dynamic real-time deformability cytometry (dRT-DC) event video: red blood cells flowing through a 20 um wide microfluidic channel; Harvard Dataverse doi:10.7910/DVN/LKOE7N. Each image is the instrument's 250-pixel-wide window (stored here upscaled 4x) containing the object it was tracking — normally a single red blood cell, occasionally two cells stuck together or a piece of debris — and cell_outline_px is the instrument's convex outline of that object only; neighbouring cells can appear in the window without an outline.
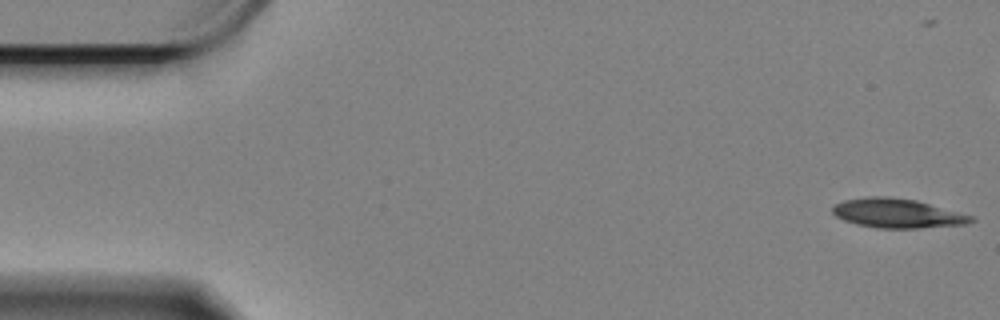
{"species": "Egyptian fruit bat (a non-hibernating species)", "species_latin": "Rousettus aegyptiacus", "temperature_condition": "cold", "stored_images_in_passage": 60, "camera_frame_rate_fps": 3000, "um_per_image_px": 0.085, "animal": {"sex": "female"}, "frame": {"image": 1, "passage_image": 1, "time_ms": 0.0, "image_size_px": [1000, 320], "cell_outline_px": [[976, 220], [964, 224], [916, 228], [880, 228], [856, 224], [844, 220], [836, 216], [832, 212], [832, 208], [836, 204], [844, 200], [864, 196], [888, 196], [916, 200], [972, 216]], "centroid_in_image_um": [76.22, 18.12], "position_along_channel_um": 8.8, "area_um2": 23.41}}
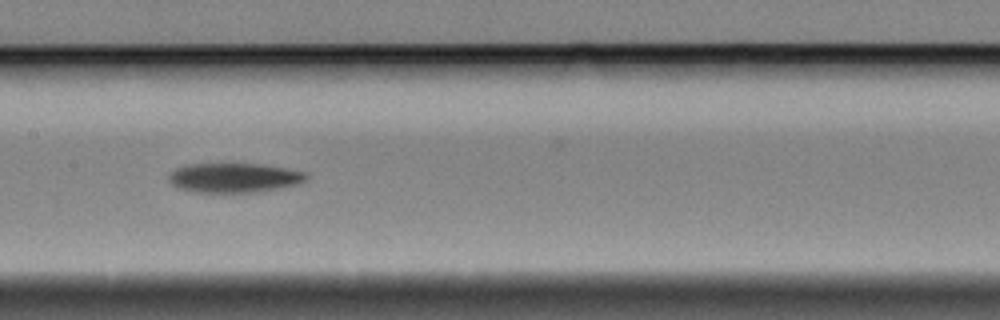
{"frame": {"image": 2, "passage_image": 28, "time_ms": 9.0, "image_size_px": [1000, 320], "cell_outline_px": [[308, 180], [296, 184], [280, 188], [256, 192], [196, 192], [180, 188], [172, 184], [168, 180], [168, 176], [176, 168], [188, 164], [260, 164], [308, 172]], "centroid_in_image_um": [19.93, 15.11], "position_along_channel_um": 187.5, "area_um2": 23.52}}
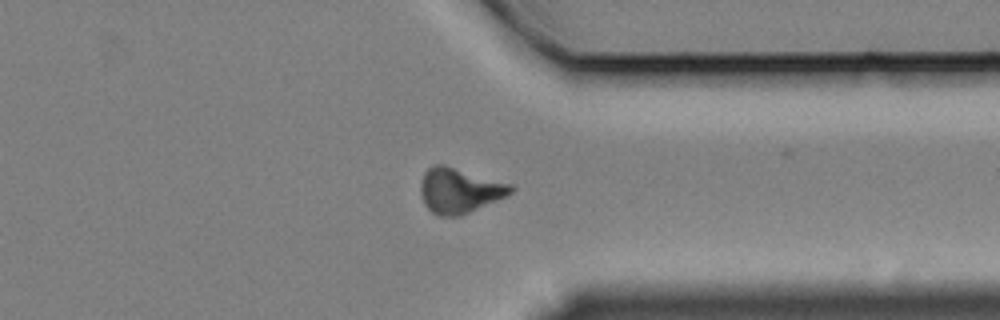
{"frame": {"image": 3, "passage_image": 45, "time_ms": 14.667, "image_size_px": [1000, 320], "cell_outline_px": [[516, 188], [512, 192], [496, 200], [460, 216], [436, 216], [424, 204], [420, 192], [420, 184], [424, 172], [432, 164], [444, 164], [512, 184]], "centroid_in_image_um": [39.01, 16.18], "position_along_channel_um": 372.4, "area_um2": 23.7}, "authors_computed_cell_mechanics": {"area_um2": 23.5824, "velocity_mm_per_s": 3.314, "shape_relaxation_time_tau1_ms": 3.4864, "shape_relaxation_time_tau2_ms": null, "deformation_change_tau1": 0.1279, "deformation_change_tau2": null}}